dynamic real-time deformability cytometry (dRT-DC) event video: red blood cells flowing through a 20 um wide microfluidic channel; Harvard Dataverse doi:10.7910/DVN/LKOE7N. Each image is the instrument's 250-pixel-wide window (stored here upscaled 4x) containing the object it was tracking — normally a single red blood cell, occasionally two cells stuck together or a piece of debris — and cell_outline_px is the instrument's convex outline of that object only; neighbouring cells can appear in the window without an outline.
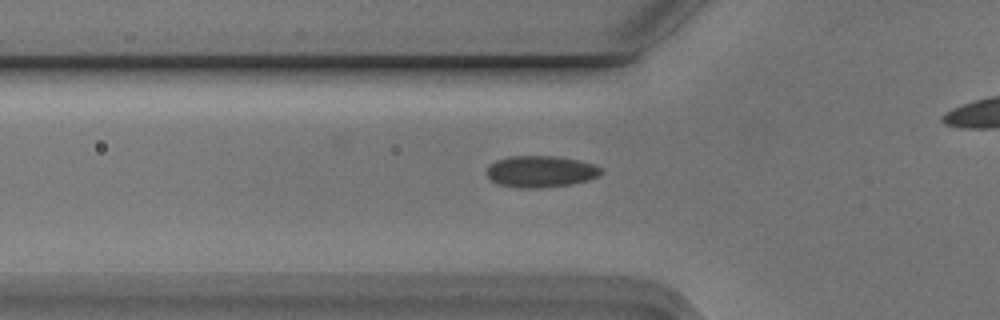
{"species": "Egyptian fruit bat (a non-hibernating species)", "species_latin": "Rousettus aegyptiacus", "temperature_condition": "cold", "stored_images_in_passage": 32, "camera_frame_rate_fps": 3000, "um_per_image_px": 0.085, "animal": {"sex": "male"}, "frame": {"image": 1, "passage_image": 6, "time_ms": 1.667, "image_size_px": [1000, 320], "cell_outline_px": [[604, 172], [600, 176], [588, 180], [572, 184], [540, 188], [520, 188], [500, 184], [492, 180], [488, 176], [488, 168], [496, 160], [508, 156], [556, 156], [580, 160], [596, 164]], "centroid_in_image_um": [46.03, 14.57], "position_along_channel_um": 79.8, "area_um2": 21.1}}
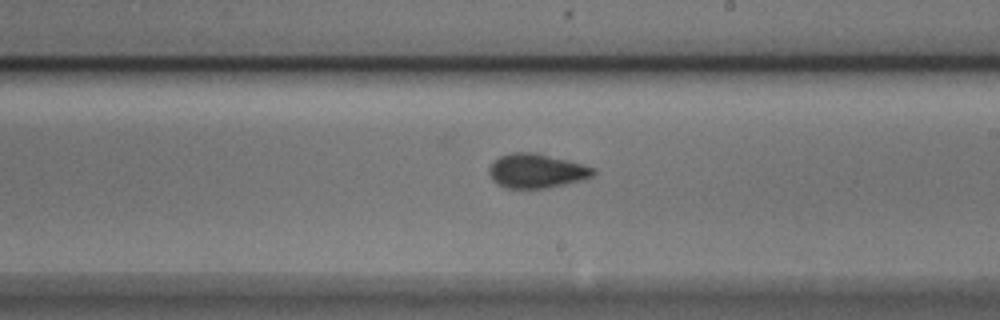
{"frame": {"image": 2, "passage_image": 19, "time_ms": 6.0, "image_size_px": [1000, 320], "cell_outline_px": [[596, 172], [592, 176], [584, 180], [544, 188], [508, 188], [496, 184], [492, 180], [488, 172], [488, 168], [500, 156], [512, 152], [532, 152], [580, 164], [592, 168]], "centroid_in_image_um": [45.55, 14.54], "position_along_channel_um": 243.4, "area_um2": 20.4}}
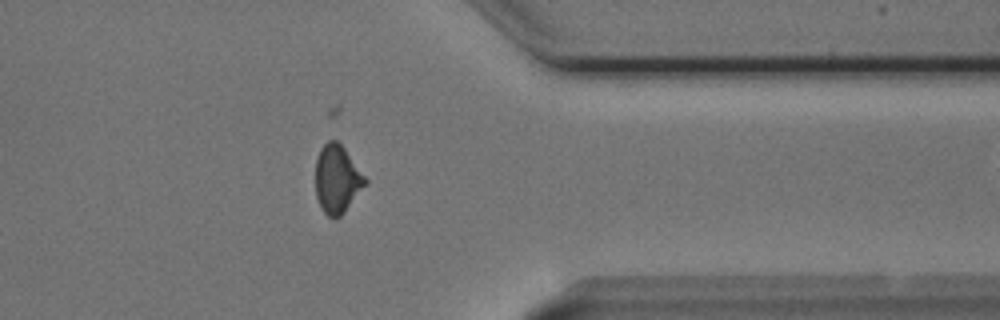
{"frame": {"image": 3, "passage_image": 31, "time_ms": 10.0, "image_size_px": [1000, 320], "cell_outline_px": [[368, 184], [344, 212], [340, 216], [332, 220], [324, 212], [316, 196], [316, 156], [320, 148], [328, 140], [336, 140], [344, 148], [368, 180]], "centroid_in_image_um": [28.67, 15.23], "position_along_channel_um": 382.7, "area_um2": 19.83}}